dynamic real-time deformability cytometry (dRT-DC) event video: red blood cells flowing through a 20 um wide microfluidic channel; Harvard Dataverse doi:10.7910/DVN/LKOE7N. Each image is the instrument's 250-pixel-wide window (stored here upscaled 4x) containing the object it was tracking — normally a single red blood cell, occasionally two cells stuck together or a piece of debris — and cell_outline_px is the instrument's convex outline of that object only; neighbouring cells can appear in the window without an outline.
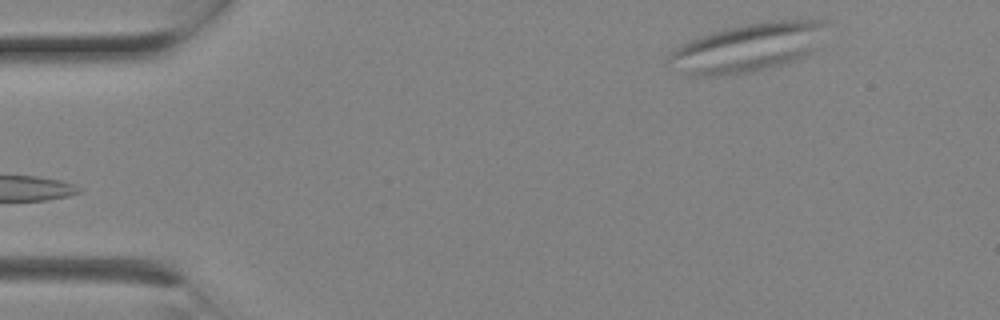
{"species": "Egyptian fruit bat (a non-hibernating species)", "species_latin": "Rousettus aegyptiacus", "temperature_condition": "room temperature", "stored_images_in_passage": 2, "camera_frame_rate_fps": 3000, "um_per_image_px": 0.085, "animal": {"sex": "female"}, "frame": {"image": 1, "passage_image": 1, "time_ms": 0.0, "image_size_px": [1000, 320], "cell_outline_px": [[828, 20], [812, 48], [804, 56], [796, 60], [784, 64], [752, 72], [720, 76], [688, 76], [668, 68], [664, 60], [668, 52], [680, 44], [688, 40], [700, 36], [728, 28], [744, 24], [772, 20]], "centroid_in_image_um": [63.35, 4.08], "position_along_channel_um": 21.6, "area_um2": 44.8}}
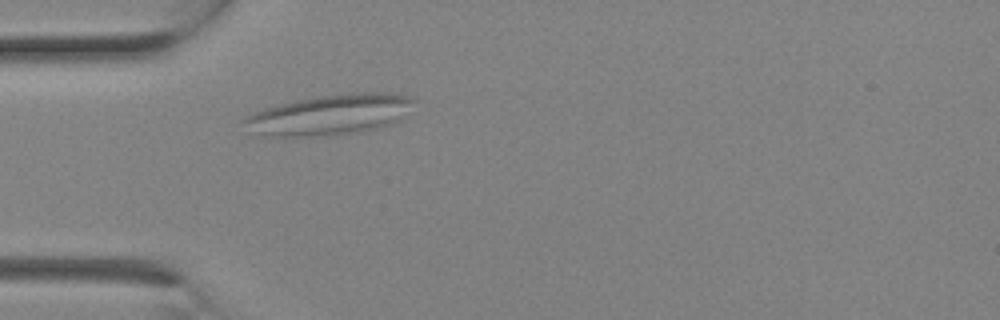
{"frame": {"image": 2, "passage_image": 2, "time_ms": 0.333, "image_size_px": [1000, 320], "cell_outline_px": [[416, 100], [400, 120], [376, 128], [348, 132], [312, 136], [252, 136], [240, 120], [264, 108], [280, 104], [316, 96], [360, 92], [388, 92], [412, 96]], "centroid_in_image_um": [27.99, 9.74], "position_along_channel_um": 57.0, "area_um2": 39.77}}